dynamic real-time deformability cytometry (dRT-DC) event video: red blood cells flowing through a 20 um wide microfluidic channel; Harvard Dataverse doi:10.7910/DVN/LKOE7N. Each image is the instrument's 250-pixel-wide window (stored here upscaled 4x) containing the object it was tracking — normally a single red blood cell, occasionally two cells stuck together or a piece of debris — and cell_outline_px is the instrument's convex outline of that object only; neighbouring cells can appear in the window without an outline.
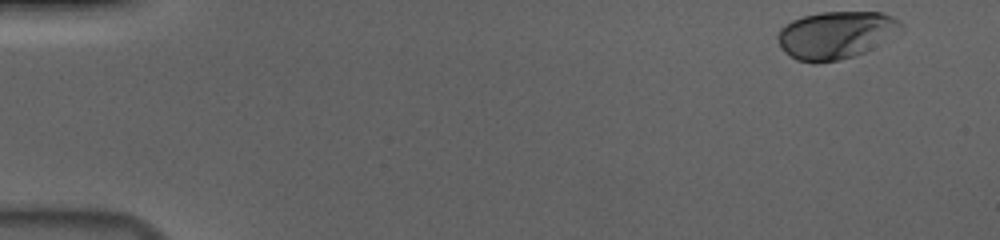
{"species": "human", "species_latin": "Homo sapiens", "temperature_condition": "cold", "stored_images_in_passage": 54, "camera_frame_rate_fps": 3000, "um_per_image_px": 0.085, "donor": {"sex": "male"}, "frame": {"image": 1, "passage_image": 1, "time_ms": 0.0, "image_size_px": [1000, 240], "cell_outline_px": [[904, 28], [864, 52], [840, 60], [816, 64], [796, 60], [784, 52], [780, 48], [776, 36], [780, 28], [792, 20], [804, 16], [820, 12], [880, 12], [892, 16], [900, 20], [904, 24]], "centroid_in_image_um": [71.0, 2.98], "position_along_channel_um": 14.0, "area_um2": 34.22}}
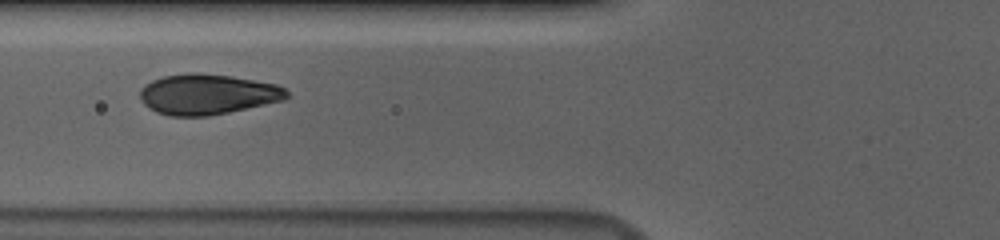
{"frame": {"image": 2, "passage_image": 20, "time_ms": 6.333, "image_size_px": [1000, 240], "cell_outline_px": [[288, 96], [284, 100], [228, 112], [208, 116], [168, 116], [156, 112], [148, 108], [140, 100], [140, 88], [144, 84], [152, 80], [164, 76], [188, 72], [192, 72], [232, 76], [276, 84], [284, 88], [288, 92]], "centroid_in_image_um": [17.59, 8.01], "position_along_channel_um": 108.2, "area_um2": 34.68}}
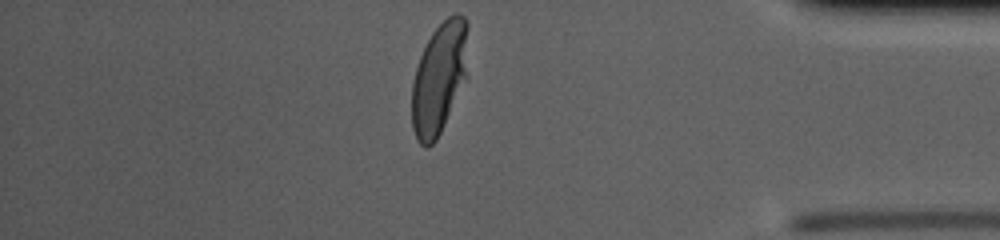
{"frame": {"image": 3, "passage_image": 46, "time_ms": 15.0, "image_size_px": [1000, 240], "cell_outline_px": [[468, 76], [436, 140], [428, 148], [424, 148], [416, 140], [412, 128], [412, 84], [416, 68], [420, 56], [432, 32], [448, 16], [456, 12], [460, 12], [464, 16], [468, 24]], "centroid_in_image_um": [37.36, 6.62], "position_along_channel_um": 397.8, "area_um2": 37.05}, "authors_computed_cell_mechanics": {"area_um2": 34.969, "velocity_mm_per_s": 3.6726, "shape_relaxation_time_tau1_ms": 3.2073, "shape_relaxation_time_tau2_ms": null, "deformation_change_tau1": 0.1639, "deformation_change_tau2": null}}